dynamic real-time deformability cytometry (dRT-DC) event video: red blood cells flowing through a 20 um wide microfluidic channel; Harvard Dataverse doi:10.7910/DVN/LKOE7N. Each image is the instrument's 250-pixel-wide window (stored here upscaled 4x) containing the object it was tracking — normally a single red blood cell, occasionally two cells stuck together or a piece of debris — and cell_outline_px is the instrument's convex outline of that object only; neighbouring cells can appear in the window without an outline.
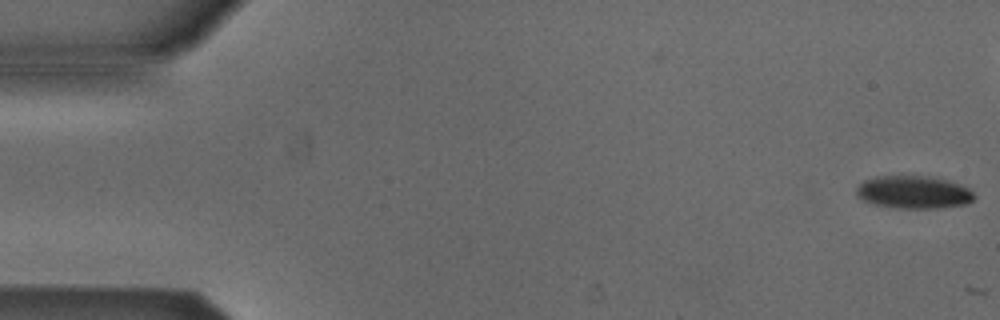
{"species": "Egyptian fruit bat (a non-hibernating species)", "species_latin": "Rousettus aegyptiacus", "temperature_condition": "cold", "stored_images_in_passage": 2, "camera_frame_rate_fps": 3000, "um_per_image_px": 0.085, "animal": {"sex": "male"}, "frame": {"image": 1, "passage_image": 1, "time_ms": 0.0, "image_size_px": [1000, 320], "cell_outline_px": [[976, 196], [968, 204], [940, 208], [896, 208], [876, 204], [860, 200], [856, 196], [856, 188], [864, 180], [876, 176], [928, 176], [948, 180], [960, 184], [968, 188]], "centroid_in_image_um": [77.65, 16.34], "position_along_channel_um": 7.4, "area_um2": 22.66}}